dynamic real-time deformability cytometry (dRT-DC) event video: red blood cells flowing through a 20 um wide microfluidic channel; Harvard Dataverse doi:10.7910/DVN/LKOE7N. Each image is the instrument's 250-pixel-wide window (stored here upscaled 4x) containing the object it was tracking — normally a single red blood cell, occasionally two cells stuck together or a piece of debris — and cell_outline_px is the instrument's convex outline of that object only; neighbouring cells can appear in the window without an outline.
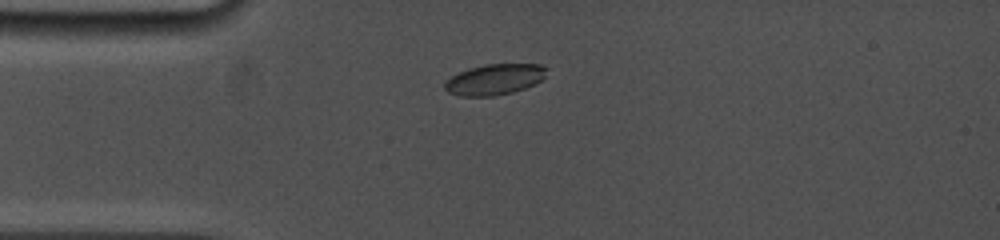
{"species": "common noctule bat (a hibernating species)", "species_latin": "Nyctalus noctula", "temperature_condition": "cold", "stored_images_in_passage": 58, "camera_frame_rate_fps": 5000, "um_per_image_px": 0.085, "animal": {"sex": "female", "body_mass_g": 19.0, "forearm_length_mm": 53.3}, "frame": {"image": 1, "passage_image": 9, "time_ms": 2.4, "image_size_px": [1000, 240], "cell_outline_px": [[548, 68], [544, 76], [536, 84], [512, 92], [496, 96], [460, 96], [448, 92], [444, 88], [444, 84], [452, 76], [468, 68], [484, 64], [540, 64]], "centroid_in_image_um": [42.04, 6.75], "position_along_channel_um": 43.0, "area_um2": 18.26}}
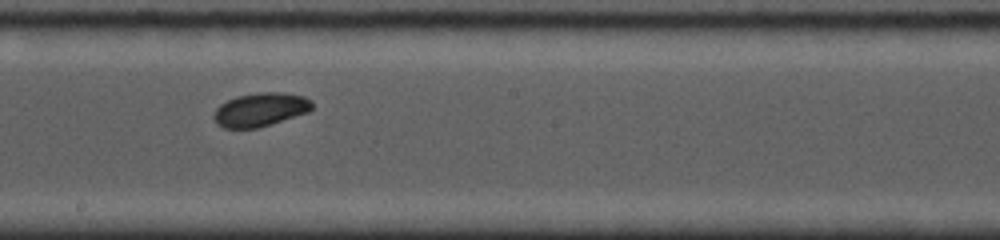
{"frame": {"image": 2, "passage_image": 31, "time_ms": 7.6, "image_size_px": [1000, 240], "cell_outline_px": [[312, 108], [308, 112], [272, 124], [256, 128], [224, 128], [216, 124], [212, 116], [216, 108], [220, 104], [236, 96], [264, 92], [280, 92], [304, 96], [312, 100]], "centroid_in_image_um": [22.12, 9.32], "position_along_channel_um": 226.1, "area_um2": 19.31}}
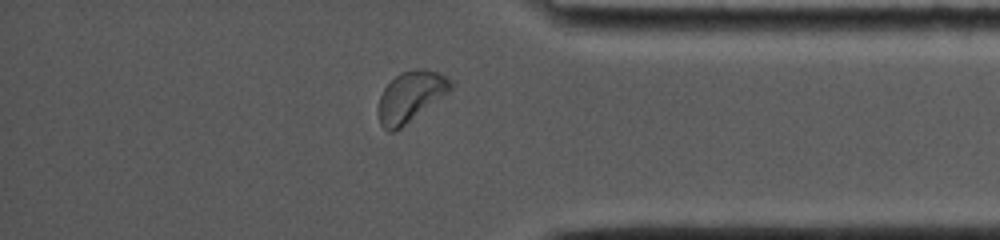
{"frame": {"image": 3, "passage_image": 51, "time_ms": 12.2, "image_size_px": [1000, 240], "cell_outline_px": [[452, 88], [448, 92], [400, 128], [392, 132], [388, 132], [380, 124], [376, 112], [380, 96], [384, 88], [400, 72], [416, 68], [420, 68], [436, 72], [448, 76], [452, 84]], "centroid_in_image_um": [34.86, 8.2], "position_along_channel_um": 400.3, "area_um2": 21.1}, "authors_computed_cell_mechanics": {"area_um2": 19.2474, "velocity_mm_per_s": 3.8794, "shape_relaxation_time_tau1_ms": 2.6458, "shape_relaxation_time_tau2_ms": null, "deformation_change_tau1": 0.0859, "deformation_change_tau2": null}}